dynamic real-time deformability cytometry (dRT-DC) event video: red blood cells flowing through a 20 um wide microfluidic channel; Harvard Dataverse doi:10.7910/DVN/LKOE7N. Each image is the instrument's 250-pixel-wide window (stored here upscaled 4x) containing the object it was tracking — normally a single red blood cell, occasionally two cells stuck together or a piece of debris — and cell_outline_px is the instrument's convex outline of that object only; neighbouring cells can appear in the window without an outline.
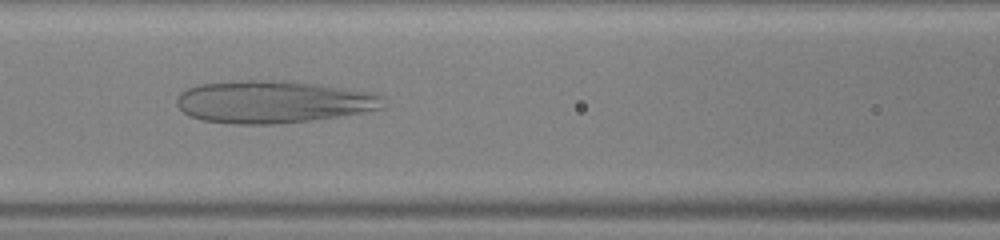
{"species": "human", "species_latin": "Homo sapiens", "temperature_condition": "warm", "stored_images_in_passage": 37, "camera_frame_rate_fps": 3000, "um_per_image_px": 0.085, "donor": {"sex": "male"}, "frame": {"image": 1, "passage_image": 12, "time_ms": 3.667, "image_size_px": [1000, 240], "cell_outline_px": [[384, 108], [340, 116], [312, 120], [272, 124], [232, 124], [204, 120], [192, 116], [184, 112], [176, 104], [176, 100], [180, 92], [188, 88], [200, 84], [244, 80], [296, 80], [368, 92], [384, 96]], "centroid_in_image_um": [23.23, 8.64], "position_along_channel_um": 143.4, "area_um2": 51.15}}
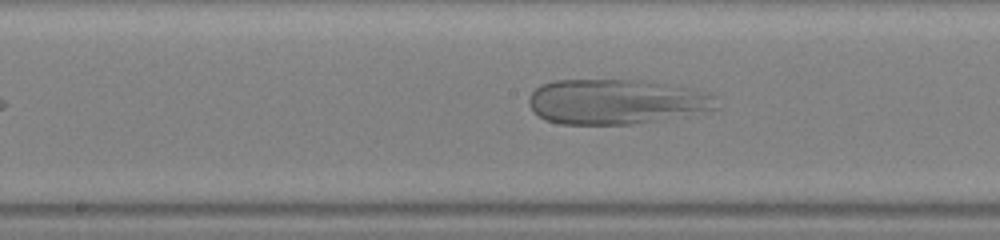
{"frame": {"image": 2, "passage_image": 16, "time_ms": 5.0, "image_size_px": [1000, 240], "cell_outline_px": [[720, 108], [684, 116], [636, 124], [560, 124], [544, 120], [532, 112], [528, 104], [528, 96], [540, 84], [556, 80], [640, 80], [688, 88], [704, 92], [716, 96]], "centroid_in_image_um": [52.34, 8.65], "position_along_channel_um": 195.9, "area_um2": 49.65}}
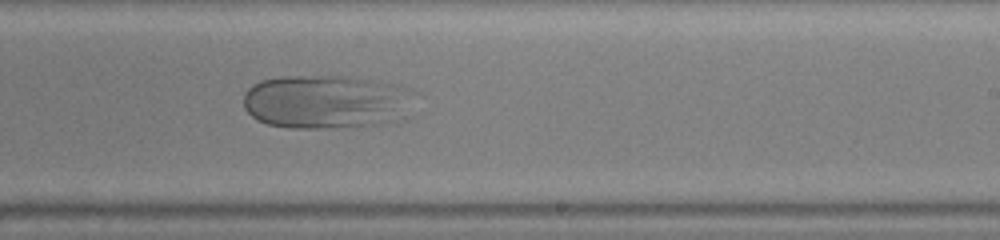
{"frame": {"image": 3, "passage_image": 21, "time_ms": 6.667, "image_size_px": [1000, 240], "cell_outline_px": [[420, 92], [412, 116], [408, 120], [384, 124], [332, 128], [288, 128], [268, 124], [256, 120], [244, 108], [244, 92], [252, 84], [260, 80], [280, 76], [348, 76], [380, 80], [400, 84]], "centroid_in_image_um": [27.95, 8.65], "position_along_channel_um": 261.1, "area_um2": 56.24}}